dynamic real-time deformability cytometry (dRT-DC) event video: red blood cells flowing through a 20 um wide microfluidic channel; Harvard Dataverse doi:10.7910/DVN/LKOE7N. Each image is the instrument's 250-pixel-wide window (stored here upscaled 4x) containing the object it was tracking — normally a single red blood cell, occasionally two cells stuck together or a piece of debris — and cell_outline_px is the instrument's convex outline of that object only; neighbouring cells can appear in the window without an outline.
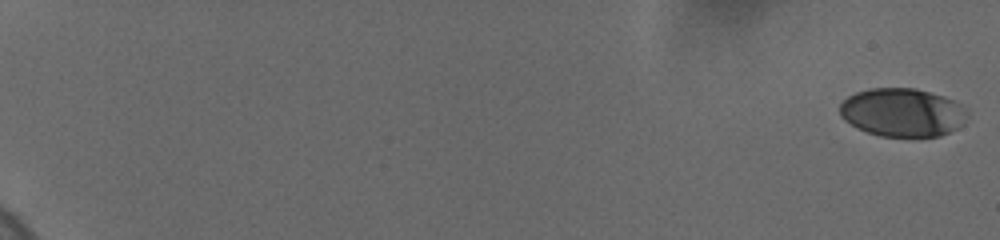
{"species": "human", "species_latin": "Homo sapiens", "temperature_condition": "cold", "stored_images_in_passage": 10, "camera_frame_rate_fps": 3000, "um_per_image_px": 0.085, "donor": {"sex": "female"}, "frame": {"image": 1, "passage_image": 1, "time_ms": 0.0, "image_size_px": [1000, 240], "cell_outline_px": [[956, 128], [940, 136], [880, 136], [856, 128], [844, 120], [840, 116], [840, 104], [848, 96], [856, 92], [868, 88], [916, 88], [944, 96], [952, 100]], "centroid_in_image_um": [76.43, 9.54], "position_along_channel_um": 8.6, "area_um2": 34.16}}
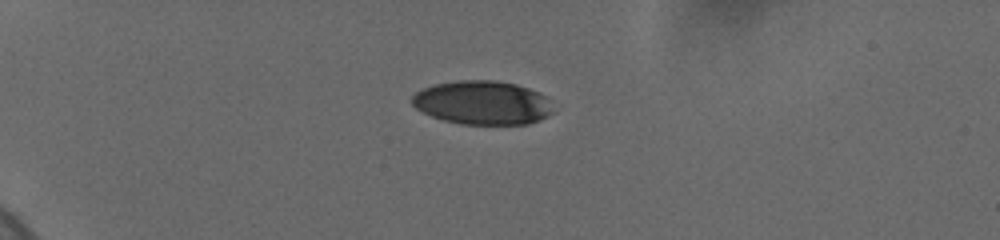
{"frame": {"image": 2, "passage_image": 7, "time_ms": 5.667, "image_size_px": [1000, 240], "cell_outline_px": [[552, 112], [548, 116], [540, 120], [528, 124], [460, 124], [444, 120], [432, 116], [416, 108], [412, 104], [412, 96], [416, 92], [432, 84], [460, 80], [492, 80], [516, 84], [540, 92], [544, 96]], "centroid_in_image_um": [40.98, 8.73], "position_along_channel_um": 44.0, "area_um2": 35.78}}
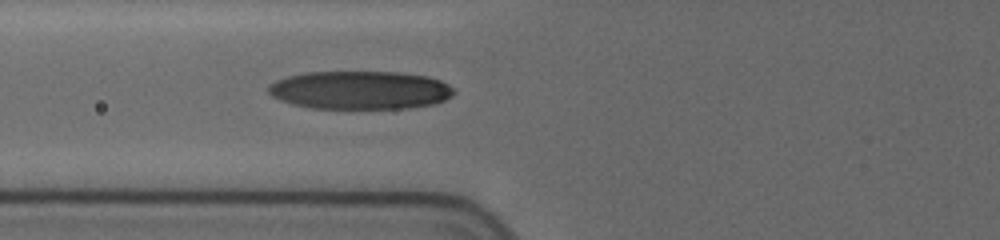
{"frame": {"image": 3, "passage_image": 10, "time_ms": 8.667, "image_size_px": [1000, 240], "cell_outline_px": [[456, 92], [452, 96], [444, 100], [432, 104], [408, 108], [312, 108], [292, 104], [280, 100], [272, 96], [268, 92], [268, 84], [276, 80], [288, 76], [308, 72], [396, 72], [428, 76], [440, 80], [448, 84]], "centroid_in_image_um": [30.6, 7.65], "position_along_channel_um": 95.2, "area_um2": 41.38}}